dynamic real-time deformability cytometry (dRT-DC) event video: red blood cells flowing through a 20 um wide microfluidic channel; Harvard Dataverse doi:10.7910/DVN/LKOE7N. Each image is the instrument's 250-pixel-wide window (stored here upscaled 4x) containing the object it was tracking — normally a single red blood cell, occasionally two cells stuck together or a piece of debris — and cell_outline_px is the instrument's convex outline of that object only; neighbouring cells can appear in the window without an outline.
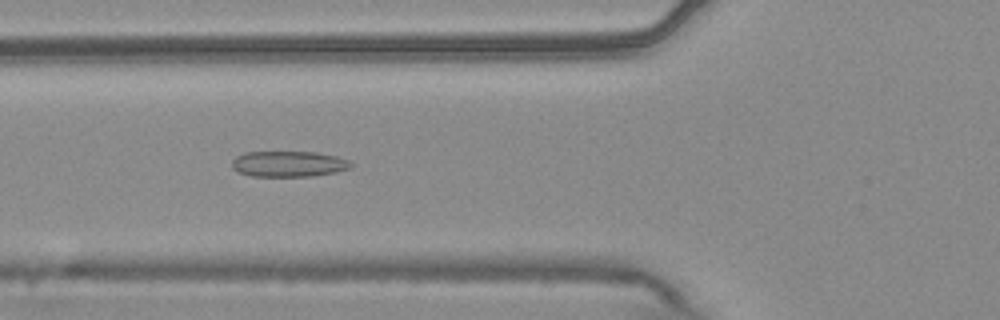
{"species": "common noctule bat (a hibernating species)", "species_latin": "Nyctalus noctula", "temperature_condition": "warm", "stored_images_in_passage": 54, "camera_frame_rate_fps": 3000, "um_per_image_px": 0.085, "animal": {"sex": "male", "body_mass_g": 20.4}, "frame": {"image": 1, "passage_image": 20, "time_ms": 6.333, "image_size_px": [1000, 320], "cell_outline_px": [[352, 168], [336, 172], [312, 176], [252, 176], [236, 172], [232, 168], [232, 160], [236, 156], [244, 152], [316, 152], [336, 156], [348, 160], [352, 164]], "centroid_in_image_um": [24.51, 13.93], "position_along_channel_um": 101.3, "area_um2": 17.98}}
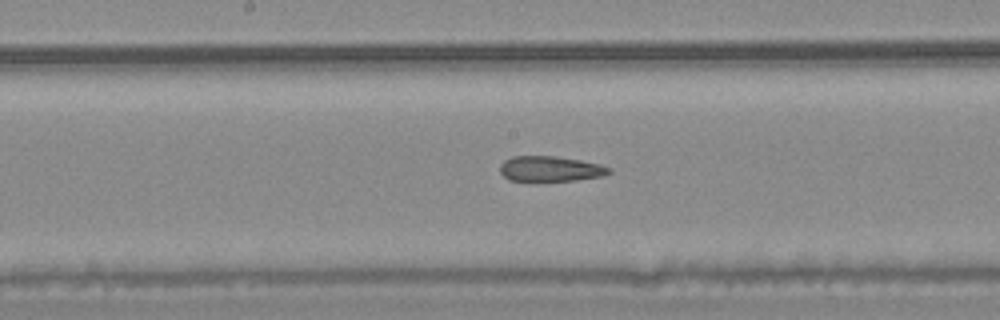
{"frame": {"image": 2, "passage_image": 28, "time_ms": 9.0, "image_size_px": [1000, 320], "cell_outline_px": [[612, 172], [600, 176], [576, 180], [508, 180], [500, 172], [500, 164], [504, 160], [512, 156], [556, 156], [580, 160], [600, 164], [612, 168]], "centroid_in_image_um": [46.77, 14.33], "position_along_channel_um": 201.4, "area_um2": 15.95}}
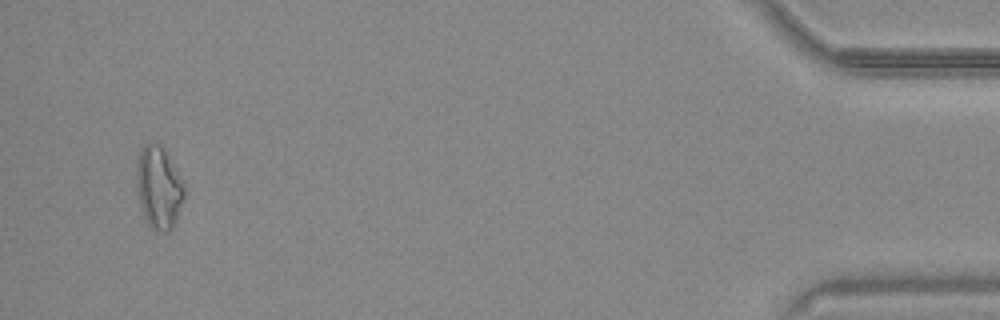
{"frame": {"image": 3, "passage_image": 52, "time_ms": 17.0, "image_size_px": [1000, 320], "cell_outline_px": [[184, 200], [176, 220], [172, 228], [168, 232], [164, 232], [152, 228], [148, 224], [140, 208], [136, 188], [136, 164], [140, 152], [144, 144], [160, 144], [184, 184]], "centroid_in_image_um": [13.47, 15.98], "position_along_channel_um": 421.7, "area_um2": 22.72}, "authors_computed_cell_mechanics": {"area_um2": 18.5827, "velocity_mm_per_s": 3.7374, "shape_relaxation_time_tau1_ms": null, "shape_relaxation_time_tau2_ms": 4.0974, "deformation_change_tau1": null, "deformation_change_tau2": 0.1446}}